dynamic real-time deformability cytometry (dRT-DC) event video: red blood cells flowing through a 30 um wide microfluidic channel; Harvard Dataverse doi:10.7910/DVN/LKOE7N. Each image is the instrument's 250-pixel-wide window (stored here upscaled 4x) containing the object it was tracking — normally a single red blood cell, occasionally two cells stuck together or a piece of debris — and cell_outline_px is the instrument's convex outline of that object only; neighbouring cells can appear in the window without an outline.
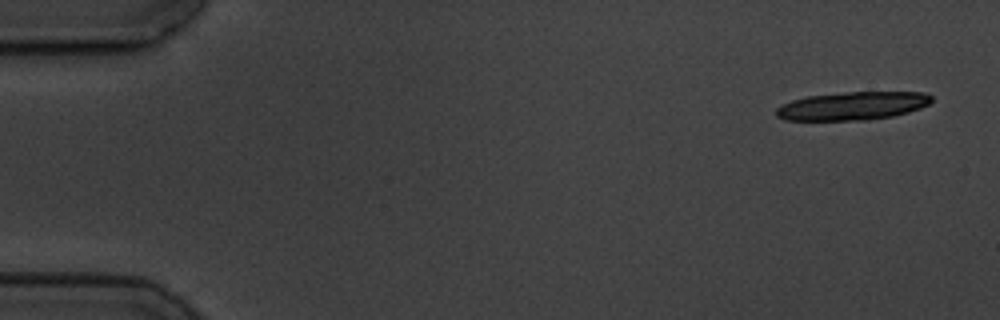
{"species": "common noctule bat (a hibernating species)", "species_latin": "Nyctalus noctula", "temperature_condition": "cold", "stored_images_in_passage": 13, "segment_of_instrument_passage": [1, 2], "camera_frame_rate_fps": 3000, "um_per_image_px": 0.085, "animal": {"sex": "male", "body_mass_g": 19.5, "forearm_length_mm": 54.6}, "frame": {"image": 1, "passage_image": 1, "time_ms": 0.0, "image_size_px": [1000, 320], "cell_outline_px": [[932, 100], [928, 104], [920, 108], [908, 112], [892, 116], [864, 120], [784, 120], [776, 116], [776, 108], [792, 100], [808, 96], [844, 92], [924, 92], [932, 96]], "centroid_in_image_um": [72.46, 9.0], "position_along_channel_um": 12.5, "area_um2": 25.43}}